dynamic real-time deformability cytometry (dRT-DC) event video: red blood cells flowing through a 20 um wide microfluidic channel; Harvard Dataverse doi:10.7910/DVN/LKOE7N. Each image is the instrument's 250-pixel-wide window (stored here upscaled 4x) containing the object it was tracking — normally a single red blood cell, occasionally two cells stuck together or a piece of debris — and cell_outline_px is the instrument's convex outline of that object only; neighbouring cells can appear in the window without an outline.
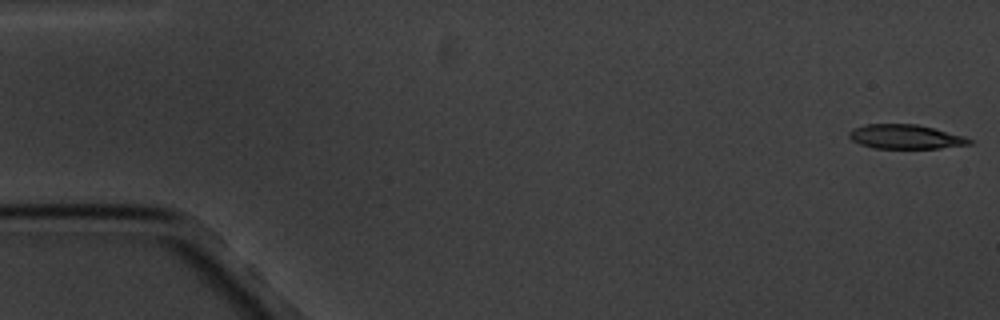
{"species": "common noctule bat (a hibernating species)", "species_latin": "Nyctalus noctula", "temperature_condition": "cold", "stored_images_in_passage": 9, "camera_frame_rate_fps": 3000, "um_per_image_px": 0.085, "animal": {"sex": "male", "body_mass_g": 20.1, "forearm_length_mm": 53.5}, "frame": {"image": 1, "passage_image": 1, "time_ms": 0.0, "image_size_px": [1000, 320], "cell_outline_px": [[972, 144], [940, 148], [876, 148], [860, 144], [852, 140], [848, 136], [848, 132], [852, 128], [868, 124], [916, 124], [964, 136], [972, 140]], "centroid_in_image_um": [76.94, 11.62], "position_along_channel_um": 8.1, "area_um2": 16.88}}
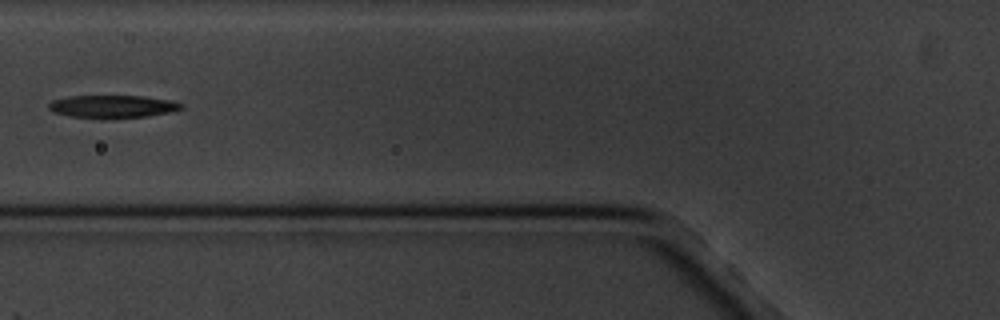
{"frame": {"image": 2, "passage_image": 7, "time_ms": 7.0, "image_size_px": [1000, 320], "cell_outline_px": [[184, 108], [168, 112], [148, 116], [72, 116], [52, 112], [48, 108], [48, 104], [52, 100], [68, 96], [144, 96], [172, 100], [184, 104]], "centroid_in_image_um": [9.59, 9.01], "position_along_channel_um": 116.2, "area_um2": 16.88}}
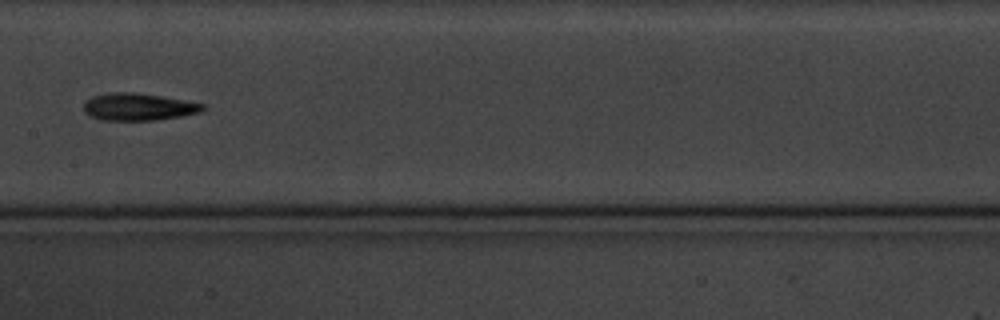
{"frame": {"image": 3, "passage_image": 9, "time_ms": 9.333, "image_size_px": [1000, 320], "cell_outline_px": [[204, 108], [200, 112], [180, 116], [156, 120], [100, 120], [84, 112], [84, 104], [92, 96], [108, 92], [132, 92], [160, 96], [184, 100], [204, 104]], "centroid_in_image_um": [11.73, 9.08], "position_along_channel_um": 195.7, "area_um2": 18.73}}